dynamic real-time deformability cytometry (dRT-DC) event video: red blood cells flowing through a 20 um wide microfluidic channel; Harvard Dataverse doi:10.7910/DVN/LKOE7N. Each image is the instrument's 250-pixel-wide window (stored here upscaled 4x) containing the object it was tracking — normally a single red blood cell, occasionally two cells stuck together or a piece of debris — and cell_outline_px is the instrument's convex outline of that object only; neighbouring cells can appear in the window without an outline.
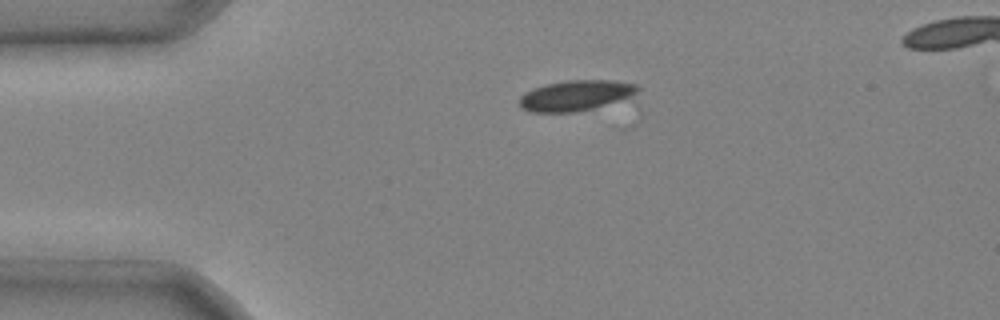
{"species": "common noctule bat (a hibernating species)", "species_latin": "Nyctalus noctula", "temperature_condition": "cold", "stored_images_in_passage": 3, "camera_frame_rate_fps": 3000, "um_per_image_px": 0.085, "animal": {"sex": "male", "body_mass_g": 20.4}, "frame": {"image": 1, "passage_image": 1, "time_ms": 0.0, "image_size_px": [1000, 320], "cell_outline_px": [[640, 88], [636, 92], [628, 96], [592, 108], [576, 112], [528, 112], [520, 108], [520, 96], [524, 92], [532, 88], [548, 84], [568, 80], [612, 80], [636, 84]], "centroid_in_image_um": [48.84, 8.11], "position_along_channel_um": 36.2, "area_um2": 20.63}}